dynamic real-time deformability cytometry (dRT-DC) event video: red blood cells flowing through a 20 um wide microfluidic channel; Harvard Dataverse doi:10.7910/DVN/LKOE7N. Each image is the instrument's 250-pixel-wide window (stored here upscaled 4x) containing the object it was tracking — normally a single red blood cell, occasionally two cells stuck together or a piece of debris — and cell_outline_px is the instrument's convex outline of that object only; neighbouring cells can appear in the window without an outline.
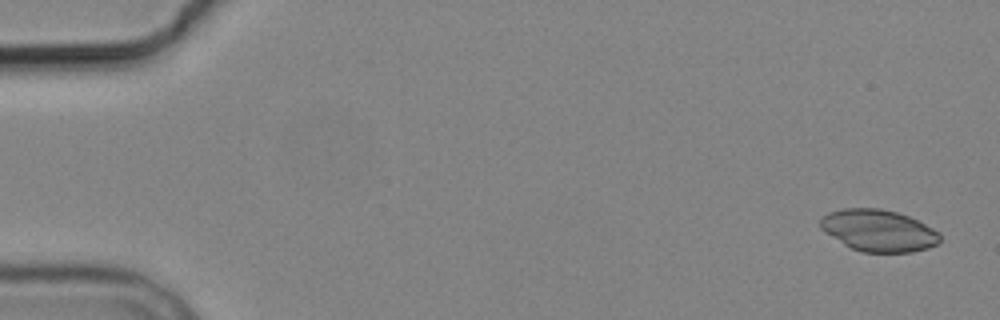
{"species": "common noctule bat (a hibernating species)", "species_latin": "Nyctalus noctula", "temperature_condition": "cold", "stored_images_in_passage": 4, "camera_frame_rate_fps": 3000, "um_per_image_px": 0.085, "animal": {"sex": "male", "body_mass_g": 19.2, "forearm_length_mm": 51.8}, "frame": {"image": 1, "passage_image": 1, "time_ms": 0.0, "image_size_px": [1000, 320], "cell_outline_px": [[940, 240], [936, 244], [928, 248], [912, 252], [860, 252], [844, 244], [824, 232], [820, 228], [820, 216], [828, 212], [840, 208], [880, 208], [896, 212], [908, 216], [940, 232]], "centroid_in_image_um": [74.63, 19.59], "position_along_channel_um": 10.4, "area_um2": 29.19}}